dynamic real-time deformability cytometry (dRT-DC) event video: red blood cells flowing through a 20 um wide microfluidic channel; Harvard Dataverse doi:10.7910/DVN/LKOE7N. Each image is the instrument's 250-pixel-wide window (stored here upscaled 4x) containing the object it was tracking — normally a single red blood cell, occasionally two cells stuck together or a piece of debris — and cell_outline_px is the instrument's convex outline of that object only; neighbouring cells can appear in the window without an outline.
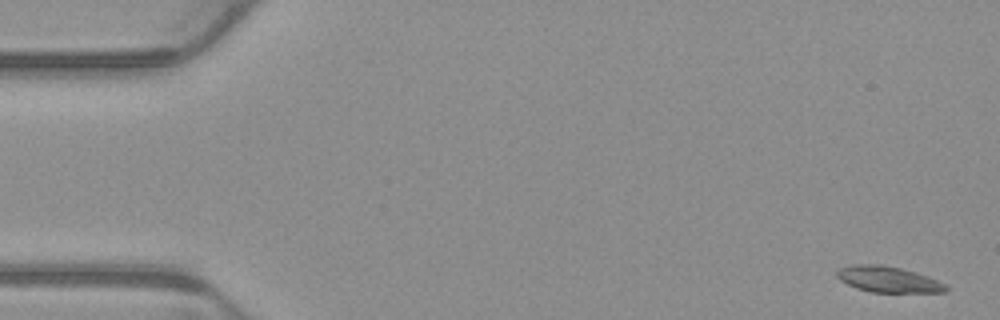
{"species": "common noctule bat (a hibernating species)", "species_latin": "Nyctalus noctula", "temperature_condition": "warm", "stored_images_in_passage": 2, "segment_of_instrument_passage": [2, 2], "camera_frame_rate_fps": 3000, "um_per_image_px": 0.085, "animal": {"sex": "male", "body_mass_g": 23.1, "forearm_length_mm": 52.7}, "frame": {"image": 1, "passage_image": 2, "time_ms": 0.333, "image_size_px": [1000, 320], "cell_outline_px": [[948, 292], [872, 292], [856, 288], [840, 280], [836, 276], [836, 272], [840, 268], [852, 264], [880, 264], [900, 268], [928, 276], [944, 284], [948, 288]], "centroid_in_image_um": [75.47, 23.74], "position_along_channel_um": 9.5, "area_um2": 16.36}}